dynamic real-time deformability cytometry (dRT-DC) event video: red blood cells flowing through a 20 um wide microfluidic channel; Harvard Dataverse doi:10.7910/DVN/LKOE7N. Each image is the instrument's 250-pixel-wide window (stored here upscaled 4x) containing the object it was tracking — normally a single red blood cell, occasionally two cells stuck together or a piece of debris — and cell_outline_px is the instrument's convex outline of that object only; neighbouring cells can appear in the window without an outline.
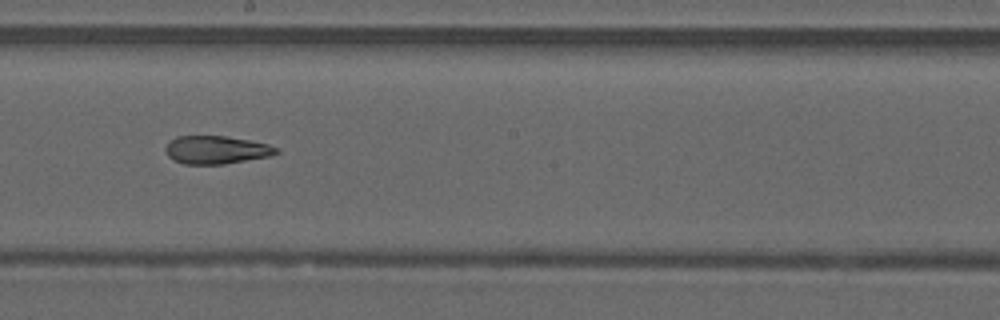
{"species": "common noctule bat (a hibernating species)", "species_latin": "Nyctalus noctula", "temperature_condition": "warm", "stored_images_in_passage": 49, "camera_frame_rate_fps": 3000, "um_per_image_px": 0.085, "animal": {"sex": "male", "forearm_length_mm": 52.5}, "frame": {"image": 1, "passage_image": 28, "time_ms": 9.0, "image_size_px": [1000, 320], "cell_outline_px": [[280, 152], [272, 156], [224, 164], [184, 164], [172, 160], [168, 156], [164, 148], [176, 136], [228, 136], [268, 144], [280, 148]], "centroid_in_image_um": [18.42, 12.74], "position_along_channel_um": 229.8, "area_um2": 18.26}, "authors_computed_cell_mechanics": {"area_um2": 20.8658, "velocity_mm_per_s": 4.2086, "shape_relaxation_time_tau1_ms": null, "shape_relaxation_time_tau2_ms": 3.1762, "deformation_change_tau1": null, "deformation_change_tau2": 0.1368}}